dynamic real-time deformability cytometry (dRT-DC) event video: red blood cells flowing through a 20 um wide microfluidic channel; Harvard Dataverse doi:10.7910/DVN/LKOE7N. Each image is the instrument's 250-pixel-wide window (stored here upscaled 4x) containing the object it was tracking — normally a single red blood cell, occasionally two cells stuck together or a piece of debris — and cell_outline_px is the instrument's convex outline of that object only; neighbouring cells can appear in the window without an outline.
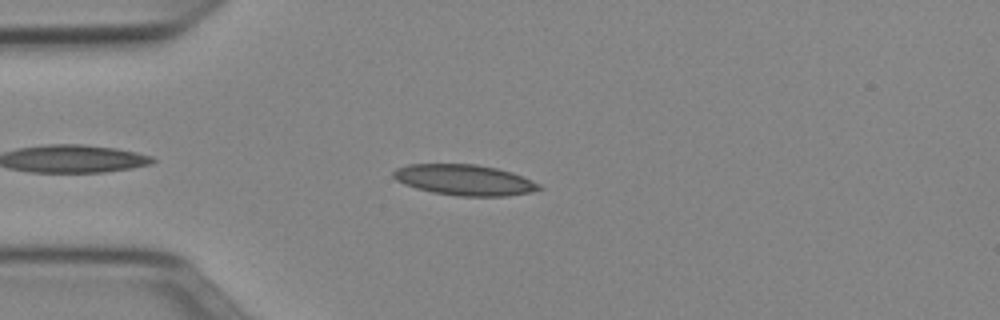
{"species": "Egyptian fruit bat (a non-hibernating species)", "species_latin": "Rousettus aegyptiacus", "temperature_condition": "cold", "stored_images_in_passage": 43, "camera_frame_rate_fps": 3000, "um_per_image_px": 0.085, "animal": {"sex": "female"}, "frame": {"image": 1, "passage_image": 5, "time_ms": 1.333, "image_size_px": [1000, 320], "cell_outline_px": [[544, 188], [532, 192], [508, 196], [460, 196], [432, 192], [416, 188], [404, 184], [396, 180], [392, 176], [392, 172], [396, 168], [408, 164], [476, 164], [496, 168], [512, 172], [532, 180], [540, 184]], "centroid_in_image_um": [39.49, 15.29], "position_along_channel_um": 45.5, "area_um2": 26.24}}
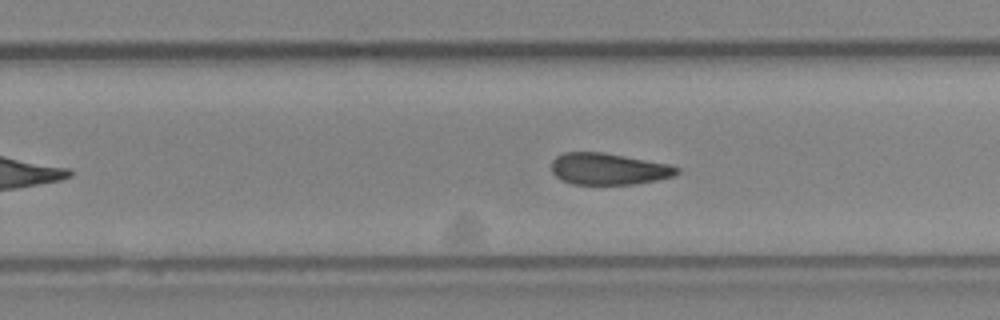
{"frame": {"image": 2, "passage_image": 24, "time_ms": 7.667, "image_size_px": [1000, 320], "cell_outline_px": [[680, 172], [676, 176], [636, 184], [572, 184], [556, 176], [552, 172], [552, 160], [556, 156], [564, 152], [604, 152], [668, 164], [680, 168]], "centroid_in_image_um": [51.75, 14.35], "position_along_channel_um": 278.1, "area_um2": 23.12}}
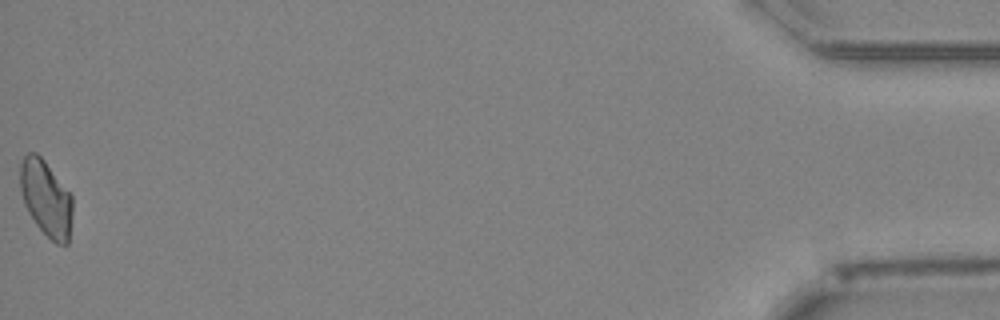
{"frame": {"image": 3, "passage_image": 43, "time_ms": 14.0, "image_size_px": [1000, 320], "cell_outline_px": [[72, 212], [68, 244], [56, 244], [36, 224], [28, 212], [24, 204], [20, 188], [20, 164], [24, 156], [28, 152], [36, 152], [44, 160], [72, 196]], "centroid_in_image_um": [3.9, 16.84], "position_along_channel_um": 431.3, "area_um2": 22.95}, "authors_computed_cell_mechanics": {"area_um2": 23.8136, "velocity_mm_per_s": 3.9636, "shape_relaxation_time_tau1_ms": null, "shape_relaxation_time_tau2_ms": 4.7557, "deformation_change_tau1": null, "deformation_change_tau2": 0.1122}}